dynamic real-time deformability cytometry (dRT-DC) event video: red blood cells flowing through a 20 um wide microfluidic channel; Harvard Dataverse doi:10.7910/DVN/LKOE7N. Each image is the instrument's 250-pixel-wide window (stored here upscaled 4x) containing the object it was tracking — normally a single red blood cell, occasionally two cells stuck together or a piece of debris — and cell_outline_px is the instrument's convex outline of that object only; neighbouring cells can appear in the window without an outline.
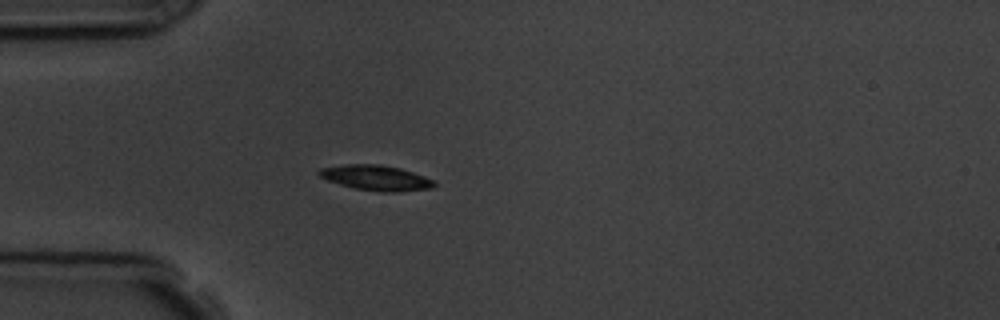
{"species": "common noctule bat (a hibernating species)", "species_latin": "Nyctalus noctula", "temperature_condition": "room temperature", "stored_images_in_passage": 4, "camera_frame_rate_fps": 3000, "um_per_image_px": 0.085, "animal": {"sex": "male", "body_mass_g": 19.5, "forearm_length_mm": 54.6}, "frame": {"image": 1, "passage_image": 4, "time_ms": 3.333, "image_size_px": [1000, 320], "cell_outline_px": [[436, 184], [432, 188], [396, 192], [380, 192], [352, 188], [328, 180], [320, 176], [316, 172], [320, 168], [344, 164], [380, 164], [400, 168], [436, 180]], "centroid_in_image_um": [31.97, 15.11], "position_along_channel_um": 53.0, "area_um2": 17.05}}